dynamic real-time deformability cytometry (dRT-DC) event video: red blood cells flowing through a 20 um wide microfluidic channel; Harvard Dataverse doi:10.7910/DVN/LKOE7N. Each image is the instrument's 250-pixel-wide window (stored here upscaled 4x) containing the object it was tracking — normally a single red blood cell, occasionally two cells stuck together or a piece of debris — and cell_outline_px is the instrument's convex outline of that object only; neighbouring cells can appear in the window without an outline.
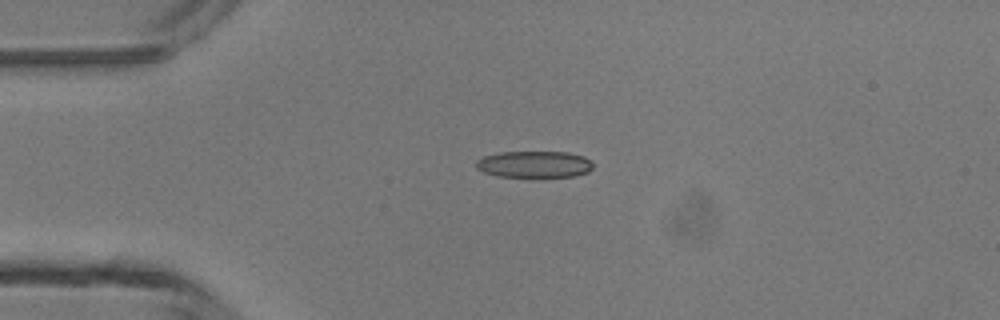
{"species": "common noctule bat (a hibernating species)", "species_latin": "Nyctalus noctula", "temperature_condition": "room temperature", "stored_images_in_passage": 3, "camera_frame_rate_fps": 3000, "um_per_image_px": 0.085, "animal": {"sex": "male", "body_mass_g": 13.3}, "frame": {"image": 1, "passage_image": 2, "time_ms": 2.0, "image_size_px": [1000, 320], "cell_outline_px": [[592, 168], [588, 172], [576, 176], [540, 180], [532, 180], [496, 176], [484, 172], [476, 168], [476, 160], [484, 156], [500, 152], [568, 152], [584, 156], [592, 164]], "centroid_in_image_um": [45.41, 14.03], "position_along_channel_um": 39.6, "area_um2": 19.25}}